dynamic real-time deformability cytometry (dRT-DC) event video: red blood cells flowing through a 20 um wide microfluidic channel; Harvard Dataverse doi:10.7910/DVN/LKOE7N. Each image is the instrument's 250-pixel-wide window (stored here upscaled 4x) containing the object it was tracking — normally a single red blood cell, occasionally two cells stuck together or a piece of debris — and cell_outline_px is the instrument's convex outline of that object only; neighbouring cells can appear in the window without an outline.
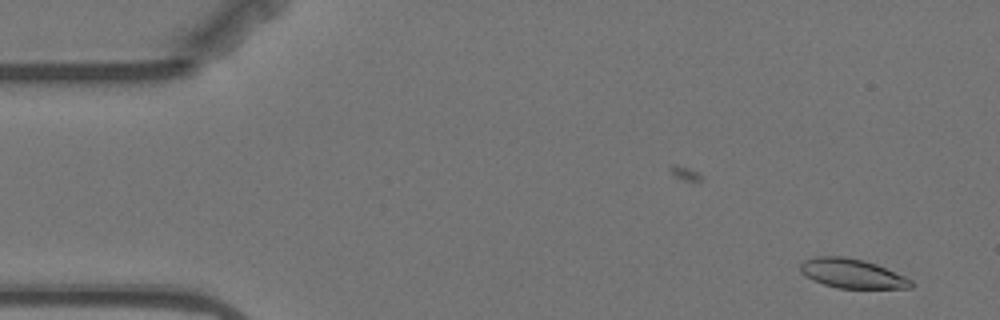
{"species": "Egyptian fruit bat (a non-hibernating species)", "species_latin": "Rousettus aegyptiacus", "temperature_condition": "warm", "stored_images_in_passage": 4, "camera_frame_rate_fps": 3000, "um_per_image_px": 0.085, "animal": {"sex": "female"}, "frame": {"image": 1, "passage_image": 1, "time_ms": 0.0, "image_size_px": [1000, 320], "cell_outline_px": [[912, 288], [836, 288], [812, 280], [804, 276], [800, 272], [800, 264], [804, 260], [816, 256], [844, 256], [876, 264], [904, 276], [912, 280]], "centroid_in_image_um": [72.38, 23.25], "position_along_channel_um": 12.6, "area_um2": 18.84}}
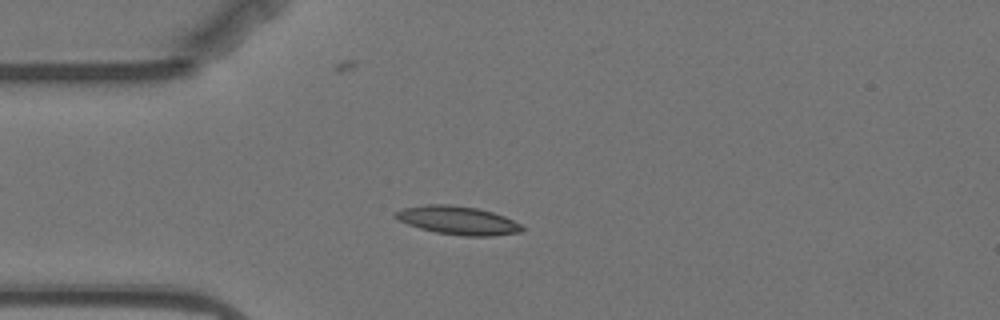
{"frame": {"image": 2, "passage_image": 4, "time_ms": 3.667, "image_size_px": [1000, 320], "cell_outline_px": [[524, 228], [520, 232], [492, 236], [464, 236], [436, 232], [420, 228], [408, 224], [392, 216], [396, 212], [404, 208], [428, 204], [448, 204], [476, 208], [492, 212], [504, 216], [520, 224]], "centroid_in_image_um": [38.92, 18.73], "position_along_channel_um": 46.1, "area_um2": 20.69}}